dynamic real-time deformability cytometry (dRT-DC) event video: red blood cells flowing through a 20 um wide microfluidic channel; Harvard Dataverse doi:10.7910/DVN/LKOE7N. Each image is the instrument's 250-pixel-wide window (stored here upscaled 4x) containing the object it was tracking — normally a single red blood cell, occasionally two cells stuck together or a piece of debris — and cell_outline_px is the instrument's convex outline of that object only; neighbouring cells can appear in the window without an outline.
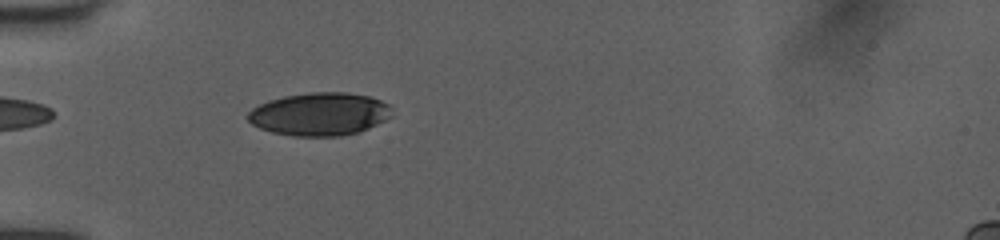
{"species": "human", "species_latin": "Homo sapiens", "temperature_condition": "room temperature", "stored_images_in_passage": 25, "camera_frame_rate_fps": 3000, "um_per_image_px": 0.085, "donor": {"sex": "female"}, "frame": {"image": 1, "passage_image": 4, "time_ms": 1.0, "image_size_px": [1000, 240], "cell_outline_px": [[392, 116], [368, 128], [356, 132], [340, 136], [292, 136], [272, 132], [260, 128], [252, 124], [248, 120], [248, 112], [252, 108], [268, 100], [284, 96], [312, 92], [348, 92], [368, 96], [380, 100], [388, 104], [392, 108]], "centroid_in_image_um": [27.16, 9.69], "position_along_channel_um": 57.8, "area_um2": 36.01}}
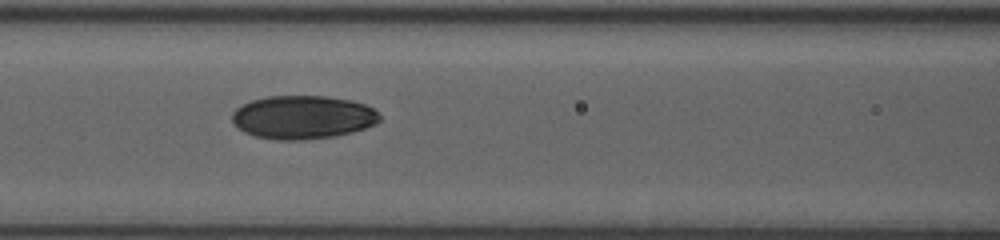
{"frame": {"image": 2, "passage_image": 11, "time_ms": 3.333, "image_size_px": [1000, 240], "cell_outline_px": [[380, 120], [376, 124], [352, 132], [336, 136], [304, 140], [276, 140], [256, 136], [244, 132], [232, 120], [232, 112], [236, 108], [252, 100], [268, 96], [328, 96], [352, 100], [364, 104], [372, 108], [380, 116]], "centroid_in_image_um": [25.75, 9.96], "position_along_channel_um": 140.8, "area_um2": 37.34}}
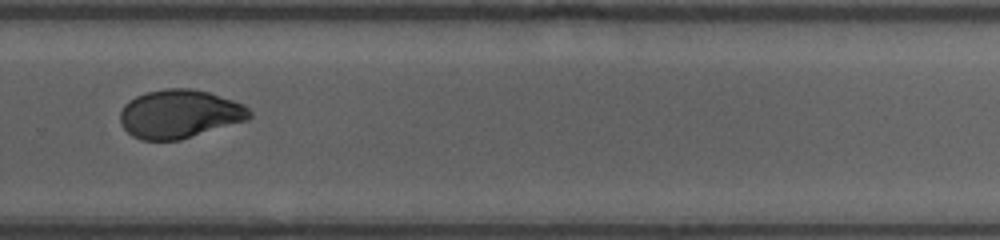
{"frame": {"image": 3, "passage_image": 23, "time_ms": 7.333, "image_size_px": [1000, 240], "cell_outline_px": [[252, 116], [248, 120], [180, 140], [140, 140], [132, 136], [120, 124], [120, 112], [124, 104], [128, 100], [136, 96], [148, 92], [168, 88], [192, 88], [208, 92], [244, 104], [252, 112]], "centroid_in_image_um": [15.26, 9.69], "position_along_channel_um": 314.5, "area_um2": 36.7}}